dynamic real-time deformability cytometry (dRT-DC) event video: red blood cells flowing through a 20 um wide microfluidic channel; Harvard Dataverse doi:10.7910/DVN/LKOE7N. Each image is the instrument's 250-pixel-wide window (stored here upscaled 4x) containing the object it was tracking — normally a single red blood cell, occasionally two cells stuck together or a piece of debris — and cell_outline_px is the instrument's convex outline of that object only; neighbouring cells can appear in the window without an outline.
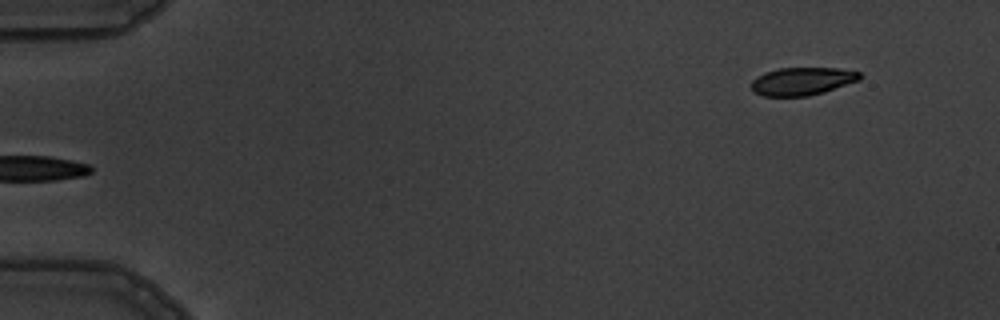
{"species": "common noctule bat (a hibernating species)", "species_latin": "Nyctalus noctula", "temperature_condition": "warm", "stored_images_in_passage": 5, "camera_frame_rate_fps": 3000, "um_per_image_px": 0.085, "animal": {"sex": "male", "body_mass_g": 19.5, "forearm_length_mm": 54.6}, "frame": {"image": 1, "passage_image": 5, "time_ms": 5.333, "image_size_px": [1000, 320], "cell_outline_px": [[860, 80], [824, 92], [808, 96], [764, 96], [752, 92], [752, 80], [756, 76], [764, 72], [780, 68], [840, 68], [860, 72]], "centroid_in_image_um": [68.17, 6.9], "position_along_channel_um": 16.8, "area_um2": 17.69}}